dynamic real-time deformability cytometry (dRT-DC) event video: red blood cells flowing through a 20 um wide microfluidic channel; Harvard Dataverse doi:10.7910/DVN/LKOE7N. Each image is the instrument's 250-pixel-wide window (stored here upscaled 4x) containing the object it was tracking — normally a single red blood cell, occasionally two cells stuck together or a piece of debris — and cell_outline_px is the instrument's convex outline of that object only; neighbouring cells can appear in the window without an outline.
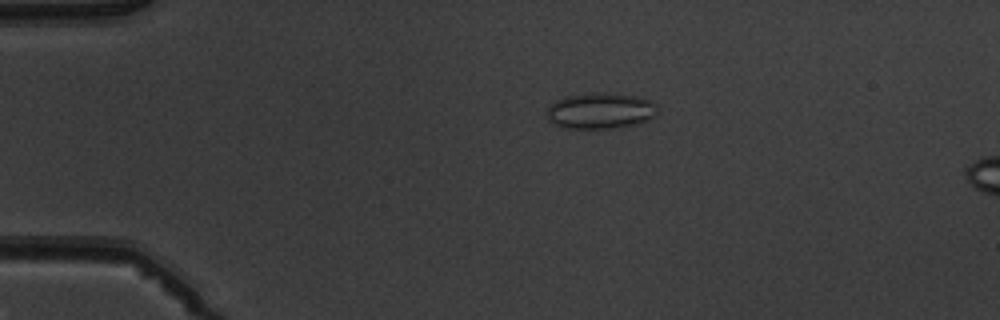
{"species": "common noctule bat (a hibernating species)", "species_latin": "Nyctalus noctula", "temperature_condition": "warm", "stored_images_in_passage": 4, "camera_frame_rate_fps": 3000, "um_per_image_px": 0.085, "animal": {"sex": "male", "body_mass_g": 19.5, "forearm_length_mm": 54.6}, "frame": {"image": 1, "passage_image": 2, "time_ms": 1.333, "image_size_px": [1000, 320], "cell_outline_px": [[660, 108], [648, 120], [636, 124], [616, 128], [588, 132], [564, 128], [548, 120], [548, 108], [556, 100], [564, 96], [588, 92], [604, 92], [636, 96], [652, 100]], "centroid_in_image_um": [51.03, 9.45], "position_along_channel_um": 34.0, "area_um2": 24.16}}